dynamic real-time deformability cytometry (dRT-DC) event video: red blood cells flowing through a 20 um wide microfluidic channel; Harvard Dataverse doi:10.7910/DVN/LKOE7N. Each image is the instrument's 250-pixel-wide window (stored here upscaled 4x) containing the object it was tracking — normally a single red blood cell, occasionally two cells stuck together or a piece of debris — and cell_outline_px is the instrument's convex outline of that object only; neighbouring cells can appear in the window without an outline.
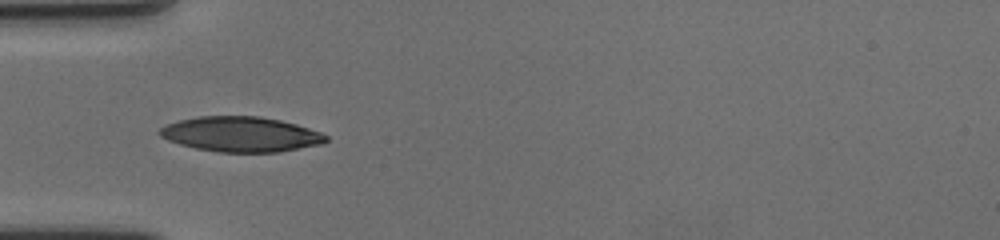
{"species": "human", "species_latin": "Homo sapiens", "temperature_condition": "cold", "stored_images_in_passage": 36, "camera_frame_rate_fps": 3000, "um_per_image_px": 0.085, "donor": {"sex": "female"}, "frame": {"image": 1, "passage_image": 1, "time_ms": 0.0, "image_size_px": [1000, 240], "cell_outline_px": [[328, 140], [320, 144], [280, 152], [220, 152], [196, 148], [180, 144], [168, 140], [160, 136], [156, 132], [160, 128], [168, 124], [180, 120], [200, 116], [260, 116], [280, 120], [296, 124], [320, 132], [328, 136]], "centroid_in_image_um": [20.47, 11.41], "position_along_channel_um": 64.5, "area_um2": 33.87}}
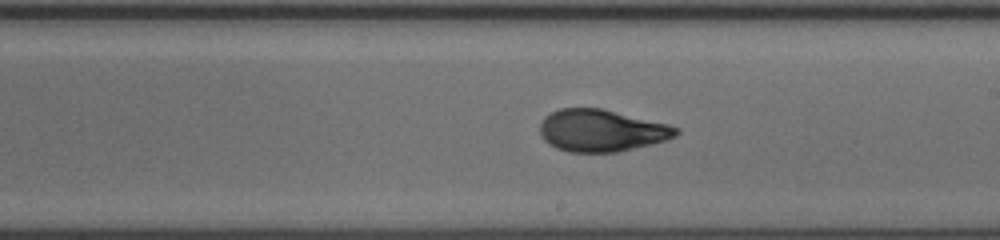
{"frame": {"image": 2, "passage_image": 16, "time_ms": 5.0, "image_size_px": [1000, 240], "cell_outline_px": [[680, 132], [676, 136], [652, 144], [616, 152], [568, 152], [556, 148], [548, 144], [540, 136], [540, 124], [544, 116], [560, 108], [600, 108], [668, 124], [680, 128]], "centroid_in_image_um": [51.1, 11.1], "position_along_channel_um": 237.9, "area_um2": 33.35}}
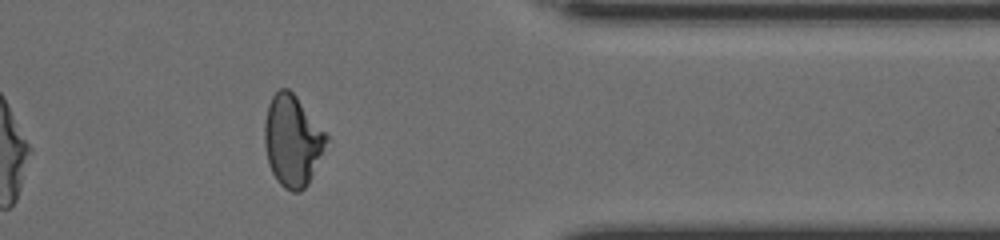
{"frame": {"image": 3, "passage_image": 30, "time_ms": 9.667, "image_size_px": [1000, 240], "cell_outline_px": [[328, 140], [312, 176], [308, 184], [300, 192], [292, 192], [284, 188], [276, 180], [268, 164], [264, 144], [264, 124], [268, 104], [272, 96], [280, 88], [288, 88], [296, 96], [328, 136]], "centroid_in_image_um": [24.83, 11.97], "position_along_channel_um": 386.6, "area_um2": 32.71}, "authors_computed_cell_mechanics": {"area_um2": 33.3506, "velocity_mm_per_s": 3.5104, "shape_relaxation_time_tau1_ms": 4.7094, "shape_relaxation_time_tau2_ms": 1.7803, "deformation_change_tau1": 0.1663, "deformation_change_tau2": 0.067}}